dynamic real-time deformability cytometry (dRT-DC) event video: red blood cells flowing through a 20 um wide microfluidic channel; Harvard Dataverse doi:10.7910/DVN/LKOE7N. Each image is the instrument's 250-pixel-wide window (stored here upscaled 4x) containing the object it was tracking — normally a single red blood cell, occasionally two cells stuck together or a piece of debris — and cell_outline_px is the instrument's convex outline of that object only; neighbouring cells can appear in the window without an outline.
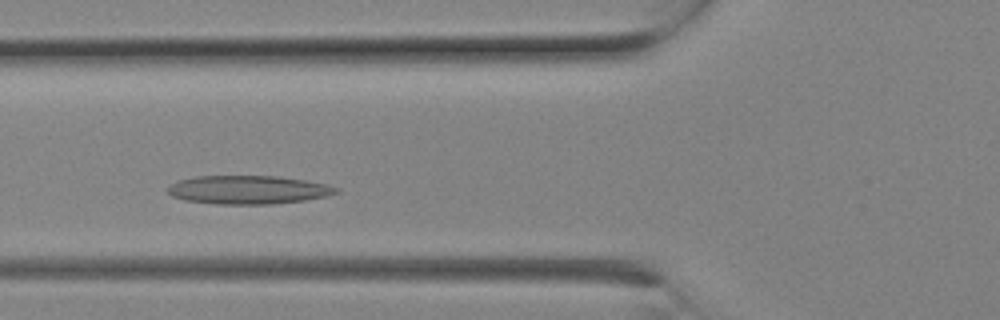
{"species": "Egyptian fruit bat (a non-hibernating species)", "species_latin": "Rousettus aegyptiacus", "temperature_condition": "room temperature", "stored_images_in_passage": 6, "camera_frame_rate_fps": 3000, "um_per_image_px": 0.085, "animal": {"sex": "female"}, "frame": {"image": 1, "passage_image": 5, "time_ms": 1.333, "image_size_px": [1000, 320], "cell_outline_px": [[340, 192], [328, 196], [304, 200], [272, 204], [216, 204], [184, 200], [172, 196], [164, 188], [168, 184], [180, 180], [196, 176], [276, 176], [304, 180], [328, 184], [340, 188]], "centroid_in_image_um": [21.09, 16.13], "position_along_channel_um": 104.7, "area_um2": 28.21}}
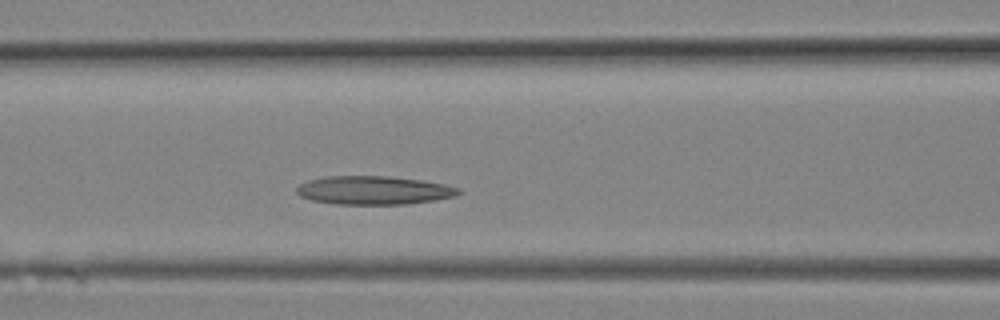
{"frame": {"image": 2, "passage_image": 6, "time_ms": 1.667, "image_size_px": [1000, 320], "cell_outline_px": [[464, 192], [456, 196], [436, 200], [408, 204], [332, 204], [312, 200], [300, 196], [296, 192], [296, 188], [300, 184], [308, 180], [324, 176], [388, 176], [420, 180], [444, 184], [460, 188]], "centroid_in_image_um": [31.79, 16.18], "position_along_channel_um": 134.8, "area_um2": 27.11}}